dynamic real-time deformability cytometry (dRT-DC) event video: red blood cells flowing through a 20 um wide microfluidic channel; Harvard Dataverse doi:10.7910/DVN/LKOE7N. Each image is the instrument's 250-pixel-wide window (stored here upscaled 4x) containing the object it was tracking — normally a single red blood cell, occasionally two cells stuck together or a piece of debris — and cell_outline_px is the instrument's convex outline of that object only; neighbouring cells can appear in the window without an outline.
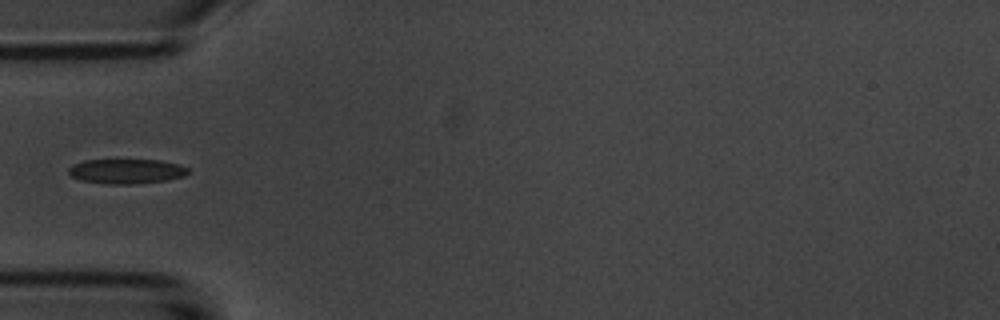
{"species": "common noctule bat (a hibernating species)", "species_latin": "Nyctalus noctula", "temperature_condition": "room temperature", "stored_images_in_passage": 6, "camera_frame_rate_fps": 3000, "um_per_image_px": 0.085, "animal": {"sex": "male", "body_mass_g": 20.1, "forearm_length_mm": 53.5}, "frame": {"image": 1, "passage_image": 5, "time_ms": 4.667, "image_size_px": [1000, 320], "cell_outline_px": [[188, 172], [184, 176], [168, 180], [128, 184], [108, 184], [80, 180], [72, 176], [68, 172], [68, 168], [72, 164], [84, 160], [160, 160], [180, 164], [188, 168]], "centroid_in_image_um": [10.74, 14.55], "position_along_channel_um": 74.3, "area_um2": 17.22}}